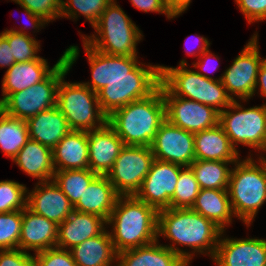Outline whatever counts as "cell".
<instances>
[{
	"mask_svg": "<svg viewBox=\"0 0 266 266\" xmlns=\"http://www.w3.org/2000/svg\"><path fill=\"white\" fill-rule=\"evenodd\" d=\"M82 41L92 72V81L84 84L97 93L107 116L132 101L148 97L159 87L160 65L142 67L137 57L98 52Z\"/></svg>",
	"mask_w": 266,
	"mask_h": 266,
	"instance_id": "6da1fadb",
	"label": "cell"
},
{
	"mask_svg": "<svg viewBox=\"0 0 266 266\" xmlns=\"http://www.w3.org/2000/svg\"><path fill=\"white\" fill-rule=\"evenodd\" d=\"M166 120V105L158 87L146 98L112 112L108 125L117 133L125 146H151L158 129Z\"/></svg>",
	"mask_w": 266,
	"mask_h": 266,
	"instance_id": "7a4b0ae2",
	"label": "cell"
},
{
	"mask_svg": "<svg viewBox=\"0 0 266 266\" xmlns=\"http://www.w3.org/2000/svg\"><path fill=\"white\" fill-rule=\"evenodd\" d=\"M107 224L117 253L158 240V211L135 195L118 197Z\"/></svg>",
	"mask_w": 266,
	"mask_h": 266,
	"instance_id": "3957f363",
	"label": "cell"
},
{
	"mask_svg": "<svg viewBox=\"0 0 266 266\" xmlns=\"http://www.w3.org/2000/svg\"><path fill=\"white\" fill-rule=\"evenodd\" d=\"M223 233L215 223L191 208H168L158 212L157 238L163 235L175 245L191 247L193 253L207 252L213 258Z\"/></svg>",
	"mask_w": 266,
	"mask_h": 266,
	"instance_id": "277c9868",
	"label": "cell"
},
{
	"mask_svg": "<svg viewBox=\"0 0 266 266\" xmlns=\"http://www.w3.org/2000/svg\"><path fill=\"white\" fill-rule=\"evenodd\" d=\"M78 49V46L74 45L67 48L64 52L65 58L43 81L10 94L3 101L5 114L26 121L41 111L55 107L60 81L76 62Z\"/></svg>",
	"mask_w": 266,
	"mask_h": 266,
	"instance_id": "5b68a950",
	"label": "cell"
},
{
	"mask_svg": "<svg viewBox=\"0 0 266 266\" xmlns=\"http://www.w3.org/2000/svg\"><path fill=\"white\" fill-rule=\"evenodd\" d=\"M255 162L251 156L236 161L229 177L228 193L233 214L247 226L266 202V166Z\"/></svg>",
	"mask_w": 266,
	"mask_h": 266,
	"instance_id": "8992f818",
	"label": "cell"
},
{
	"mask_svg": "<svg viewBox=\"0 0 266 266\" xmlns=\"http://www.w3.org/2000/svg\"><path fill=\"white\" fill-rule=\"evenodd\" d=\"M161 83L174 95L225 110L232 102L221 80L188 70L183 59L177 68L160 66ZM224 107V109H222Z\"/></svg>",
	"mask_w": 266,
	"mask_h": 266,
	"instance_id": "52a82bcc",
	"label": "cell"
},
{
	"mask_svg": "<svg viewBox=\"0 0 266 266\" xmlns=\"http://www.w3.org/2000/svg\"><path fill=\"white\" fill-rule=\"evenodd\" d=\"M93 28L97 35L81 37L98 52L137 57L136 46L143 34L115 0L106 7Z\"/></svg>",
	"mask_w": 266,
	"mask_h": 266,
	"instance_id": "ba28073f",
	"label": "cell"
},
{
	"mask_svg": "<svg viewBox=\"0 0 266 266\" xmlns=\"http://www.w3.org/2000/svg\"><path fill=\"white\" fill-rule=\"evenodd\" d=\"M64 77L58 87L56 106L66 118L70 129L92 131L105 126L108 116L100 107L97 93L84 82L68 83Z\"/></svg>",
	"mask_w": 266,
	"mask_h": 266,
	"instance_id": "9c48e42d",
	"label": "cell"
},
{
	"mask_svg": "<svg viewBox=\"0 0 266 266\" xmlns=\"http://www.w3.org/2000/svg\"><path fill=\"white\" fill-rule=\"evenodd\" d=\"M219 124L234 148L240 143L259 151L266 140V104L245 109L234 99L219 112Z\"/></svg>",
	"mask_w": 266,
	"mask_h": 266,
	"instance_id": "30bf717a",
	"label": "cell"
},
{
	"mask_svg": "<svg viewBox=\"0 0 266 266\" xmlns=\"http://www.w3.org/2000/svg\"><path fill=\"white\" fill-rule=\"evenodd\" d=\"M153 161L149 146H124L106 176L120 196L135 195Z\"/></svg>",
	"mask_w": 266,
	"mask_h": 266,
	"instance_id": "8fae6325",
	"label": "cell"
},
{
	"mask_svg": "<svg viewBox=\"0 0 266 266\" xmlns=\"http://www.w3.org/2000/svg\"><path fill=\"white\" fill-rule=\"evenodd\" d=\"M257 36L253 35L232 65L218 78L232 100L233 95L243 101L254 96L258 70L264 60L259 54Z\"/></svg>",
	"mask_w": 266,
	"mask_h": 266,
	"instance_id": "7c38bea8",
	"label": "cell"
},
{
	"mask_svg": "<svg viewBox=\"0 0 266 266\" xmlns=\"http://www.w3.org/2000/svg\"><path fill=\"white\" fill-rule=\"evenodd\" d=\"M159 87L166 105V119L190 133H197L219 124V111L209 105L174 96L161 82Z\"/></svg>",
	"mask_w": 266,
	"mask_h": 266,
	"instance_id": "4fadbf2b",
	"label": "cell"
},
{
	"mask_svg": "<svg viewBox=\"0 0 266 266\" xmlns=\"http://www.w3.org/2000/svg\"><path fill=\"white\" fill-rule=\"evenodd\" d=\"M185 167L157 159L151 164L139 191L135 196L158 212L170 208L180 172Z\"/></svg>",
	"mask_w": 266,
	"mask_h": 266,
	"instance_id": "5bb4252c",
	"label": "cell"
},
{
	"mask_svg": "<svg viewBox=\"0 0 266 266\" xmlns=\"http://www.w3.org/2000/svg\"><path fill=\"white\" fill-rule=\"evenodd\" d=\"M154 159L189 167L195 161L194 134L171 124H161L150 146Z\"/></svg>",
	"mask_w": 266,
	"mask_h": 266,
	"instance_id": "9a60e30c",
	"label": "cell"
},
{
	"mask_svg": "<svg viewBox=\"0 0 266 266\" xmlns=\"http://www.w3.org/2000/svg\"><path fill=\"white\" fill-rule=\"evenodd\" d=\"M157 242L118 253L119 261L115 266H189L192 252H185L174 244L164 246Z\"/></svg>",
	"mask_w": 266,
	"mask_h": 266,
	"instance_id": "2e32d148",
	"label": "cell"
},
{
	"mask_svg": "<svg viewBox=\"0 0 266 266\" xmlns=\"http://www.w3.org/2000/svg\"><path fill=\"white\" fill-rule=\"evenodd\" d=\"M212 259L217 266H266V240L220 238Z\"/></svg>",
	"mask_w": 266,
	"mask_h": 266,
	"instance_id": "e0dca14e",
	"label": "cell"
},
{
	"mask_svg": "<svg viewBox=\"0 0 266 266\" xmlns=\"http://www.w3.org/2000/svg\"><path fill=\"white\" fill-rule=\"evenodd\" d=\"M27 194V208L57 225L74 211L73 204L53 180L37 183Z\"/></svg>",
	"mask_w": 266,
	"mask_h": 266,
	"instance_id": "ac0fdd59",
	"label": "cell"
},
{
	"mask_svg": "<svg viewBox=\"0 0 266 266\" xmlns=\"http://www.w3.org/2000/svg\"><path fill=\"white\" fill-rule=\"evenodd\" d=\"M87 135L89 169L98 175H107L125 145L108 123L100 129L87 131Z\"/></svg>",
	"mask_w": 266,
	"mask_h": 266,
	"instance_id": "d6986e66",
	"label": "cell"
},
{
	"mask_svg": "<svg viewBox=\"0 0 266 266\" xmlns=\"http://www.w3.org/2000/svg\"><path fill=\"white\" fill-rule=\"evenodd\" d=\"M57 238L58 225L55 222L33 213L27 207L22 210L19 249L38 253L56 247Z\"/></svg>",
	"mask_w": 266,
	"mask_h": 266,
	"instance_id": "ffe728a7",
	"label": "cell"
},
{
	"mask_svg": "<svg viewBox=\"0 0 266 266\" xmlns=\"http://www.w3.org/2000/svg\"><path fill=\"white\" fill-rule=\"evenodd\" d=\"M107 221L102 217L74 210L58 225L57 248L72 249L89 238L100 235ZM68 247V248H67Z\"/></svg>",
	"mask_w": 266,
	"mask_h": 266,
	"instance_id": "44dd1931",
	"label": "cell"
},
{
	"mask_svg": "<svg viewBox=\"0 0 266 266\" xmlns=\"http://www.w3.org/2000/svg\"><path fill=\"white\" fill-rule=\"evenodd\" d=\"M64 58L65 54L61 56L52 69L46 59L42 57L33 61L14 63L7 69L3 77V98L1 100L4 101L10 94L25 90L43 81Z\"/></svg>",
	"mask_w": 266,
	"mask_h": 266,
	"instance_id": "7402d4cb",
	"label": "cell"
},
{
	"mask_svg": "<svg viewBox=\"0 0 266 266\" xmlns=\"http://www.w3.org/2000/svg\"><path fill=\"white\" fill-rule=\"evenodd\" d=\"M52 156L55 171L89 169L87 131L71 130L53 148Z\"/></svg>",
	"mask_w": 266,
	"mask_h": 266,
	"instance_id": "603a6c76",
	"label": "cell"
},
{
	"mask_svg": "<svg viewBox=\"0 0 266 266\" xmlns=\"http://www.w3.org/2000/svg\"><path fill=\"white\" fill-rule=\"evenodd\" d=\"M195 160L236 162L240 158L220 124L194 134Z\"/></svg>",
	"mask_w": 266,
	"mask_h": 266,
	"instance_id": "cb8c5ba5",
	"label": "cell"
},
{
	"mask_svg": "<svg viewBox=\"0 0 266 266\" xmlns=\"http://www.w3.org/2000/svg\"><path fill=\"white\" fill-rule=\"evenodd\" d=\"M26 124L29 138L52 150L71 131L66 118L57 106L39 112L27 119Z\"/></svg>",
	"mask_w": 266,
	"mask_h": 266,
	"instance_id": "d4e9b609",
	"label": "cell"
},
{
	"mask_svg": "<svg viewBox=\"0 0 266 266\" xmlns=\"http://www.w3.org/2000/svg\"><path fill=\"white\" fill-rule=\"evenodd\" d=\"M119 196L108 177L98 175L74 205V210L95 214L108 221Z\"/></svg>",
	"mask_w": 266,
	"mask_h": 266,
	"instance_id": "484cf974",
	"label": "cell"
},
{
	"mask_svg": "<svg viewBox=\"0 0 266 266\" xmlns=\"http://www.w3.org/2000/svg\"><path fill=\"white\" fill-rule=\"evenodd\" d=\"M13 161L25 173L39 179V182H47L53 179L55 169L52 149L35 140L29 139Z\"/></svg>",
	"mask_w": 266,
	"mask_h": 266,
	"instance_id": "4316f807",
	"label": "cell"
},
{
	"mask_svg": "<svg viewBox=\"0 0 266 266\" xmlns=\"http://www.w3.org/2000/svg\"><path fill=\"white\" fill-rule=\"evenodd\" d=\"M76 266H111L117 262V252L114 248L109 231L85 240L70 249Z\"/></svg>",
	"mask_w": 266,
	"mask_h": 266,
	"instance_id": "83f0119b",
	"label": "cell"
},
{
	"mask_svg": "<svg viewBox=\"0 0 266 266\" xmlns=\"http://www.w3.org/2000/svg\"><path fill=\"white\" fill-rule=\"evenodd\" d=\"M191 209L211 220L223 231L234 216L228 189H200Z\"/></svg>",
	"mask_w": 266,
	"mask_h": 266,
	"instance_id": "f1b7e54d",
	"label": "cell"
},
{
	"mask_svg": "<svg viewBox=\"0 0 266 266\" xmlns=\"http://www.w3.org/2000/svg\"><path fill=\"white\" fill-rule=\"evenodd\" d=\"M235 162L195 160L189 167L194 172L200 189H228L231 169Z\"/></svg>",
	"mask_w": 266,
	"mask_h": 266,
	"instance_id": "f546056e",
	"label": "cell"
},
{
	"mask_svg": "<svg viewBox=\"0 0 266 266\" xmlns=\"http://www.w3.org/2000/svg\"><path fill=\"white\" fill-rule=\"evenodd\" d=\"M25 120L3 114L0 118V148L12 160L29 140Z\"/></svg>",
	"mask_w": 266,
	"mask_h": 266,
	"instance_id": "4dcf8cb0",
	"label": "cell"
},
{
	"mask_svg": "<svg viewBox=\"0 0 266 266\" xmlns=\"http://www.w3.org/2000/svg\"><path fill=\"white\" fill-rule=\"evenodd\" d=\"M97 176L98 174L90 169L63 170L55 171L52 180L74 206Z\"/></svg>",
	"mask_w": 266,
	"mask_h": 266,
	"instance_id": "1f68e13d",
	"label": "cell"
},
{
	"mask_svg": "<svg viewBox=\"0 0 266 266\" xmlns=\"http://www.w3.org/2000/svg\"><path fill=\"white\" fill-rule=\"evenodd\" d=\"M1 34L8 40V44L12 51V56L15 63L33 61L39 59L37 52L40 48L39 41L27 34V31L22 30H4Z\"/></svg>",
	"mask_w": 266,
	"mask_h": 266,
	"instance_id": "d6a6232c",
	"label": "cell"
},
{
	"mask_svg": "<svg viewBox=\"0 0 266 266\" xmlns=\"http://www.w3.org/2000/svg\"><path fill=\"white\" fill-rule=\"evenodd\" d=\"M200 191L194 172L190 167H185L180 172L174 195L170 200V208H191Z\"/></svg>",
	"mask_w": 266,
	"mask_h": 266,
	"instance_id": "836d02e7",
	"label": "cell"
},
{
	"mask_svg": "<svg viewBox=\"0 0 266 266\" xmlns=\"http://www.w3.org/2000/svg\"><path fill=\"white\" fill-rule=\"evenodd\" d=\"M113 0H68L62 2L61 18L77 19L78 14L84 15L94 27L101 14ZM78 13V14H77ZM77 15V16H76Z\"/></svg>",
	"mask_w": 266,
	"mask_h": 266,
	"instance_id": "e575fe53",
	"label": "cell"
},
{
	"mask_svg": "<svg viewBox=\"0 0 266 266\" xmlns=\"http://www.w3.org/2000/svg\"><path fill=\"white\" fill-rule=\"evenodd\" d=\"M27 188L15 181H0V213L22 211L27 207Z\"/></svg>",
	"mask_w": 266,
	"mask_h": 266,
	"instance_id": "d590c367",
	"label": "cell"
},
{
	"mask_svg": "<svg viewBox=\"0 0 266 266\" xmlns=\"http://www.w3.org/2000/svg\"><path fill=\"white\" fill-rule=\"evenodd\" d=\"M22 211L0 213V250L19 248Z\"/></svg>",
	"mask_w": 266,
	"mask_h": 266,
	"instance_id": "8d00e7d4",
	"label": "cell"
},
{
	"mask_svg": "<svg viewBox=\"0 0 266 266\" xmlns=\"http://www.w3.org/2000/svg\"><path fill=\"white\" fill-rule=\"evenodd\" d=\"M33 14L42 17L48 23L61 17L63 0H12Z\"/></svg>",
	"mask_w": 266,
	"mask_h": 266,
	"instance_id": "74e56055",
	"label": "cell"
},
{
	"mask_svg": "<svg viewBox=\"0 0 266 266\" xmlns=\"http://www.w3.org/2000/svg\"><path fill=\"white\" fill-rule=\"evenodd\" d=\"M37 266H76L70 250L50 248L35 253Z\"/></svg>",
	"mask_w": 266,
	"mask_h": 266,
	"instance_id": "f35d334b",
	"label": "cell"
},
{
	"mask_svg": "<svg viewBox=\"0 0 266 266\" xmlns=\"http://www.w3.org/2000/svg\"><path fill=\"white\" fill-rule=\"evenodd\" d=\"M0 266H37L35 256L19 248L0 250Z\"/></svg>",
	"mask_w": 266,
	"mask_h": 266,
	"instance_id": "ab89813d",
	"label": "cell"
},
{
	"mask_svg": "<svg viewBox=\"0 0 266 266\" xmlns=\"http://www.w3.org/2000/svg\"><path fill=\"white\" fill-rule=\"evenodd\" d=\"M249 24L266 19V0H235Z\"/></svg>",
	"mask_w": 266,
	"mask_h": 266,
	"instance_id": "60d3db41",
	"label": "cell"
},
{
	"mask_svg": "<svg viewBox=\"0 0 266 266\" xmlns=\"http://www.w3.org/2000/svg\"><path fill=\"white\" fill-rule=\"evenodd\" d=\"M132 5L137 9L148 13L151 12H158L163 13L167 16L168 19L177 17V15H173L172 12L169 10L166 0H130Z\"/></svg>",
	"mask_w": 266,
	"mask_h": 266,
	"instance_id": "b9f144b4",
	"label": "cell"
},
{
	"mask_svg": "<svg viewBox=\"0 0 266 266\" xmlns=\"http://www.w3.org/2000/svg\"><path fill=\"white\" fill-rule=\"evenodd\" d=\"M15 63L8 40L0 33V67L8 69Z\"/></svg>",
	"mask_w": 266,
	"mask_h": 266,
	"instance_id": "7bdbcfd3",
	"label": "cell"
},
{
	"mask_svg": "<svg viewBox=\"0 0 266 266\" xmlns=\"http://www.w3.org/2000/svg\"><path fill=\"white\" fill-rule=\"evenodd\" d=\"M212 56H214V54H212L210 51H209V49L208 50H206V51H204L199 57H201V58H199V62H197V63H194L193 65H194V68H201L200 70H203V71H205L206 73H208V72H210L211 70L212 71H215L216 69H218L217 67V65L216 66H213V67H209L208 65L210 64L209 63V61L211 62L212 60H211V58H215V59H218L216 56H214V57H212ZM202 58H203V60H202ZM217 61V60H216ZM211 71V72H212Z\"/></svg>",
	"mask_w": 266,
	"mask_h": 266,
	"instance_id": "ee69618b",
	"label": "cell"
},
{
	"mask_svg": "<svg viewBox=\"0 0 266 266\" xmlns=\"http://www.w3.org/2000/svg\"><path fill=\"white\" fill-rule=\"evenodd\" d=\"M191 0H166L167 6L173 15H180L187 10Z\"/></svg>",
	"mask_w": 266,
	"mask_h": 266,
	"instance_id": "f6af8a7d",
	"label": "cell"
},
{
	"mask_svg": "<svg viewBox=\"0 0 266 266\" xmlns=\"http://www.w3.org/2000/svg\"><path fill=\"white\" fill-rule=\"evenodd\" d=\"M258 86H260V95L266 97V58L259 67L255 91Z\"/></svg>",
	"mask_w": 266,
	"mask_h": 266,
	"instance_id": "bcb514c9",
	"label": "cell"
},
{
	"mask_svg": "<svg viewBox=\"0 0 266 266\" xmlns=\"http://www.w3.org/2000/svg\"><path fill=\"white\" fill-rule=\"evenodd\" d=\"M24 9V11L26 12L25 14H27V18L30 20H28L31 23L32 28H36L39 30V27L41 28L42 26H45V23L47 24L48 22L45 21L42 17L33 14L30 10H28L25 7H22ZM28 26V25H27ZM26 26V27H27ZM25 27V28H26Z\"/></svg>",
	"mask_w": 266,
	"mask_h": 266,
	"instance_id": "7dc6e473",
	"label": "cell"
},
{
	"mask_svg": "<svg viewBox=\"0 0 266 266\" xmlns=\"http://www.w3.org/2000/svg\"><path fill=\"white\" fill-rule=\"evenodd\" d=\"M198 40L200 41V45H199V48H200V50H198V53L197 52H195V51H191L190 50V48H188L187 47V53L189 54V55H201L204 51H206V50H208V48H209V45H210V42L207 40V38H205V37H201V36H199L198 37ZM197 40V41H198ZM197 53V54H196Z\"/></svg>",
	"mask_w": 266,
	"mask_h": 266,
	"instance_id": "c3c4849f",
	"label": "cell"
},
{
	"mask_svg": "<svg viewBox=\"0 0 266 266\" xmlns=\"http://www.w3.org/2000/svg\"><path fill=\"white\" fill-rule=\"evenodd\" d=\"M260 150L263 151V152L265 151V153H266V140L264 142L263 147ZM258 162H260L261 164H263L264 166H266V158H265V156L264 157L263 156H260L259 159H258Z\"/></svg>",
	"mask_w": 266,
	"mask_h": 266,
	"instance_id": "681fc988",
	"label": "cell"
},
{
	"mask_svg": "<svg viewBox=\"0 0 266 266\" xmlns=\"http://www.w3.org/2000/svg\"><path fill=\"white\" fill-rule=\"evenodd\" d=\"M5 113L3 101L0 99V118Z\"/></svg>",
	"mask_w": 266,
	"mask_h": 266,
	"instance_id": "f907efd6",
	"label": "cell"
}]
</instances>
